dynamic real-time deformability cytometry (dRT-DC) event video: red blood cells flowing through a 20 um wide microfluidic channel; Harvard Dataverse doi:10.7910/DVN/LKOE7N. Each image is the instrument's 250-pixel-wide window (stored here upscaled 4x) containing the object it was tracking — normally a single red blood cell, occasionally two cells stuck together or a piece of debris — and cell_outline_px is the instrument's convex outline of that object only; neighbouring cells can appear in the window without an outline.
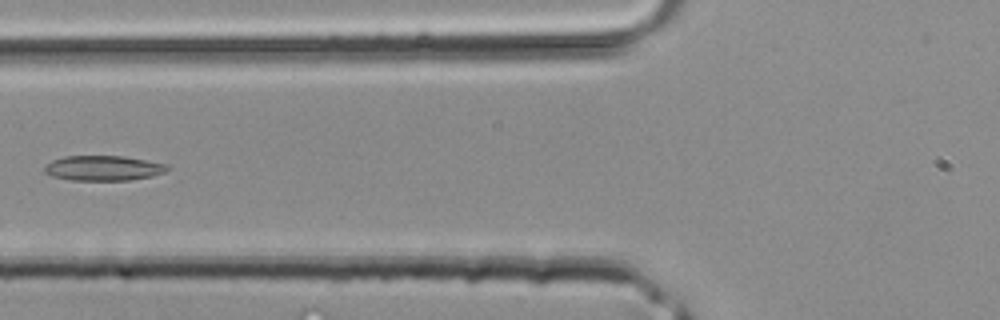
{"species": "common noctule bat (a hibernating species)", "species_latin": "Nyctalus noctula", "temperature_condition": "room temperature", "stored_images_in_passage": 26, "camera_frame_rate_fps": 3000, "um_per_image_px": 0.085, "animal": {"sex": "male", "body_mass_g": 20.4}, "frame": {"image": 1, "passage_image": 8, "time_ms": 2.333, "image_size_px": [1000, 320], "cell_outline_px": [[172, 168], [164, 172], [152, 176], [128, 180], [72, 180], [52, 176], [44, 172], [44, 168], [52, 160], [64, 156], [124, 156], [168, 164]], "centroid_in_image_um": [8.81, 14.28], "position_along_channel_um": 117.0, "area_um2": 17.92}}
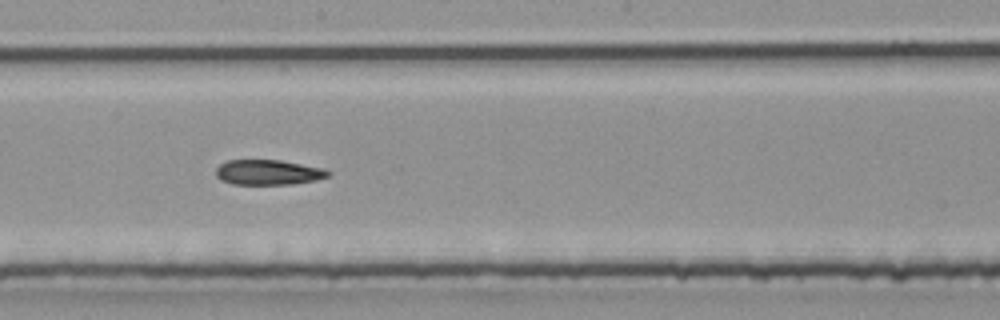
{"frame": {"image": 2, "passage_image": 14, "time_ms": 4.333, "image_size_px": [1000, 320], "cell_outline_px": [[332, 172], [328, 176], [316, 180], [292, 184], [232, 184], [220, 180], [216, 176], [216, 168], [220, 164], [228, 160], [280, 160], [324, 168]], "centroid_in_image_um": [22.8, 14.65], "position_along_channel_um": 225.4, "area_um2": 16.47}}
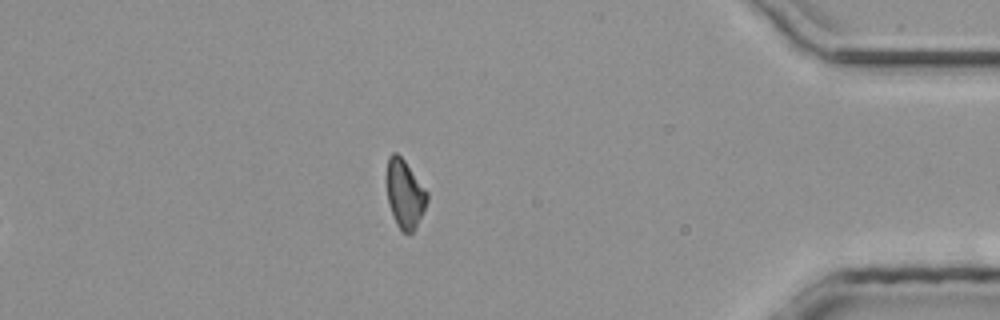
{"frame": {"image": 3, "passage_image": 26, "time_ms": 8.333, "image_size_px": [1000, 320], "cell_outline_px": [[428, 200], [416, 228], [412, 232], [400, 232], [396, 224], [388, 204], [388, 156], [392, 152], [396, 152], [404, 160], [428, 192]], "centroid_in_image_um": [34.42, 16.52], "position_along_channel_um": 400.8, "area_um2": 15.9}}